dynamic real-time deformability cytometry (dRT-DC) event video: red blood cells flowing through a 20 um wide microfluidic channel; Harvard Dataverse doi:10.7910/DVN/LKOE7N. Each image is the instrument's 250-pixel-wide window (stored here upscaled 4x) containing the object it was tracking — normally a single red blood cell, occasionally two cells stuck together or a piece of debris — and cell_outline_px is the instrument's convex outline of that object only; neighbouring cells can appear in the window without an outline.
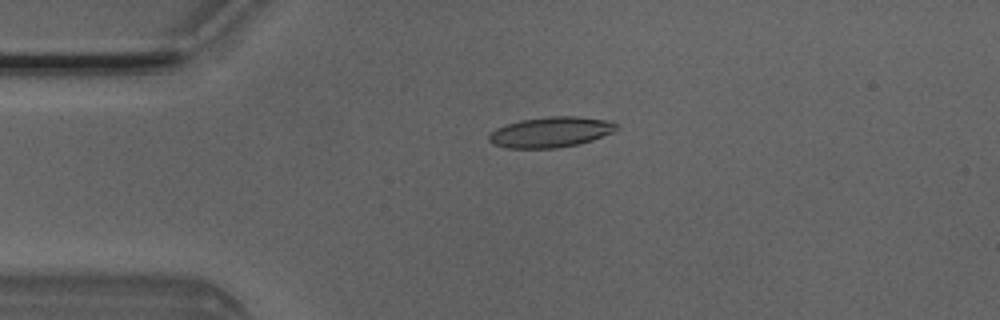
{"species": "Egyptian fruit bat (a non-hibernating species)", "species_latin": "Rousettus aegyptiacus", "temperature_condition": "room temperature", "stored_images_in_passage": 4, "camera_frame_rate_fps": 3000, "um_per_image_px": 0.085, "animal": {"sex": "male"}, "frame": {"image": 1, "passage_image": 3, "time_ms": 0.667, "image_size_px": [1000, 320], "cell_outline_px": [[620, 124], [612, 132], [592, 140], [580, 144], [556, 148], [504, 148], [492, 144], [488, 140], [488, 136], [496, 128], [520, 120], [548, 116], [576, 116], [612, 120]], "centroid_in_image_um": [46.83, 11.22], "position_along_channel_um": 38.2, "area_um2": 22.83}}